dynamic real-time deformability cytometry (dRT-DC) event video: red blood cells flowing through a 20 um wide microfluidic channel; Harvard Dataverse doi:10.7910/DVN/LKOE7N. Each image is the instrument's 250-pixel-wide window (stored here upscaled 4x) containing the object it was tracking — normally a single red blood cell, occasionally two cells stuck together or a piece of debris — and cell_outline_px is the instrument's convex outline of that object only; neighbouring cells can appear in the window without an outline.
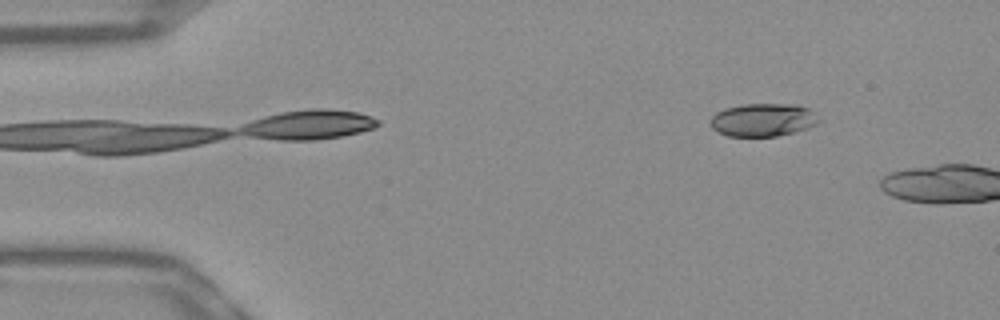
{"species": "Egyptian fruit bat (a non-hibernating species)", "species_latin": "Rousettus aegyptiacus", "temperature_condition": "warm", "stored_images_in_passage": 10, "camera_frame_rate_fps": 3000, "um_per_image_px": 0.085, "frame": {"image": 1, "passage_image": 6, "time_ms": 1.667, "image_size_px": [1000, 320], "cell_outline_px": [[820, 120], [816, 124], [808, 128], [776, 136], [728, 136], [712, 128], [708, 120], [716, 112], [724, 108], [744, 104], [796, 104], [808, 108]], "centroid_in_image_um": [64.82, 10.18], "position_along_channel_um": 20.2, "area_um2": 20.81}}